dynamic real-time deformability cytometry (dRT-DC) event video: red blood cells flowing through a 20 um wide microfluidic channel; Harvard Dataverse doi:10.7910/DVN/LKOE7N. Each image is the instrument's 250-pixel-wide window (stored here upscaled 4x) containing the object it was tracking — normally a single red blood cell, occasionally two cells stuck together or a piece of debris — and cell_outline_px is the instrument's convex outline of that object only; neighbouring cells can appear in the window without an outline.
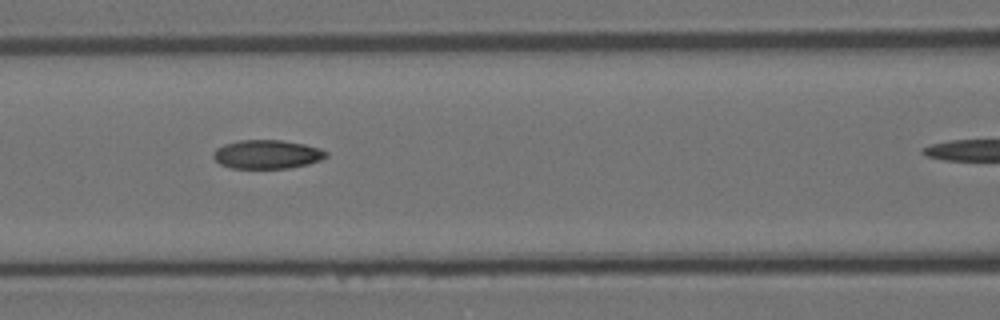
{"species": "Egyptian fruit bat (a non-hibernating species)", "species_latin": "Rousettus aegyptiacus", "temperature_condition": "room temperature", "stored_images_in_passage": 5, "camera_frame_rate_fps": 3000, "um_per_image_px": 0.085, "animal": {"sex": "female"}, "frame": {"image": 1, "passage_image": 4, "time_ms": 1.0, "image_size_px": [1000, 320], "cell_outline_px": [[328, 156], [320, 160], [308, 164], [288, 168], [232, 168], [220, 164], [212, 156], [212, 152], [216, 148], [224, 144], [240, 140], [280, 140], [304, 144], [320, 148], [328, 152]], "centroid_in_image_um": [22.69, 13.11], "position_along_channel_um": 143.9, "area_um2": 18.96}}